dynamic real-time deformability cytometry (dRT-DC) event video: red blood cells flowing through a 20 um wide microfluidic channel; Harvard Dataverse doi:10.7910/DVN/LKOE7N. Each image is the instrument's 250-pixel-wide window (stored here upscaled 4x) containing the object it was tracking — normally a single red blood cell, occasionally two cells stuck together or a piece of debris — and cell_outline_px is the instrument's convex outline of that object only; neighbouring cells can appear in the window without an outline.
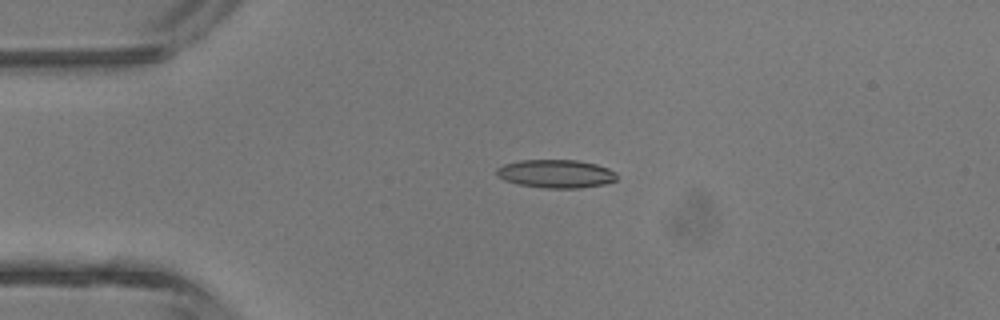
{"species": "common noctule bat (a hibernating species)", "species_latin": "Nyctalus noctula", "temperature_condition": "room temperature", "stored_images_in_passage": 4, "camera_frame_rate_fps": 3000, "um_per_image_px": 0.085, "animal": {"sex": "male", "body_mass_g": 13.3}, "frame": {"image": 1, "passage_image": 3, "time_ms": 2.333, "image_size_px": [1000, 320], "cell_outline_px": [[616, 180], [604, 184], [580, 188], [544, 188], [520, 184], [504, 180], [496, 176], [496, 168], [504, 164], [520, 160], [576, 160], [596, 164], [608, 168], [616, 172]], "centroid_in_image_um": [47.24, 14.76], "position_along_channel_um": 37.8, "area_um2": 19.83}}